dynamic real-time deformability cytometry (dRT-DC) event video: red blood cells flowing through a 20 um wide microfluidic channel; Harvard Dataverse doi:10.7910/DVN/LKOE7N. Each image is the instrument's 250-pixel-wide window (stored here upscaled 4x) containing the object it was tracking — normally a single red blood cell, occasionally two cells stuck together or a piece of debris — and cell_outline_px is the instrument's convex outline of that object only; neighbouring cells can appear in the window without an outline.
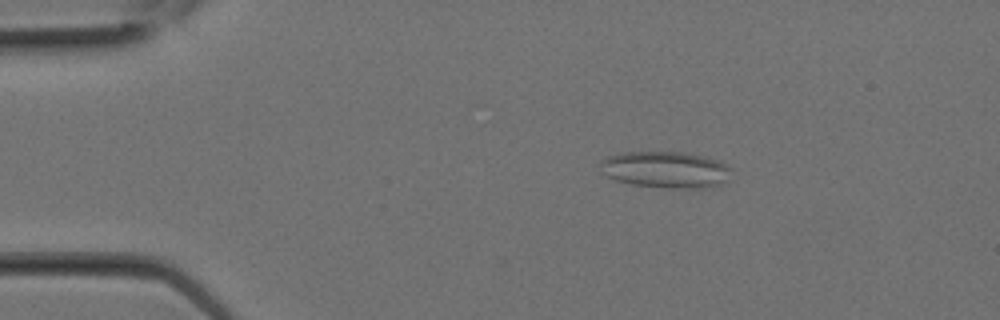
{"species": "Egyptian fruit bat (a non-hibernating species)", "species_latin": "Rousettus aegyptiacus", "temperature_condition": "room temperature", "stored_images_in_passage": 7, "camera_frame_rate_fps": 3000, "um_per_image_px": 0.085, "animal": {"sex": "female"}, "frame": {"image": 1, "passage_image": 4, "time_ms": 1.0, "image_size_px": [1000, 320], "cell_outline_px": [[732, 168], [724, 180], [720, 184], [704, 188], [664, 188], [632, 184], [616, 180], [600, 172], [596, 164], [600, 160], [608, 156], [624, 152], [680, 152], [704, 156], [716, 160]], "centroid_in_image_um": [56.48, 14.42], "position_along_channel_um": 28.5, "area_um2": 27.92}}